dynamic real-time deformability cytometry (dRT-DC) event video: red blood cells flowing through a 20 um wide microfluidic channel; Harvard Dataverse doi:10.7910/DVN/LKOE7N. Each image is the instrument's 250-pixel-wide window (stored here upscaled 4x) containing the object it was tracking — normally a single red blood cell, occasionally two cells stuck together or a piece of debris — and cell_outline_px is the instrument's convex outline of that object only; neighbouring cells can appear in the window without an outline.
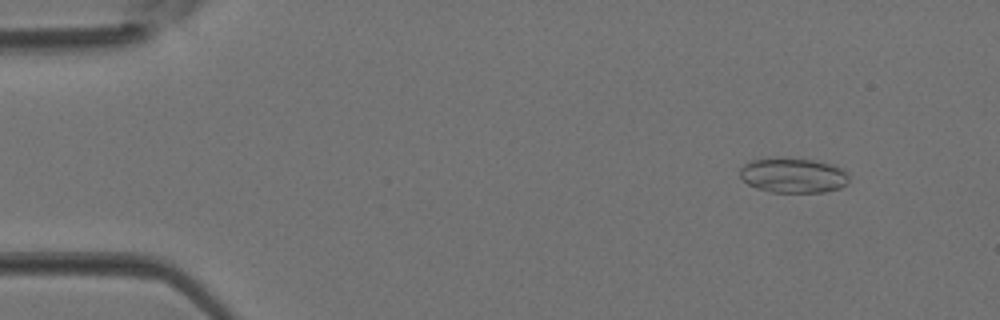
{"species": "Egyptian fruit bat (a non-hibernating species)", "species_latin": "Rousettus aegyptiacus", "temperature_condition": "room temperature", "stored_images_in_passage": 2, "camera_frame_rate_fps": 3000, "um_per_image_px": 0.085, "animal": {"sex": "female"}, "frame": {"image": 1, "passage_image": 1, "time_ms": 0.0, "image_size_px": [1000, 320], "cell_outline_px": [[848, 180], [840, 188], [824, 192], [772, 192], [756, 188], [748, 184], [740, 176], [740, 168], [744, 164], [752, 160], [812, 160], [832, 164], [844, 168], [848, 176]], "centroid_in_image_um": [67.44, 14.94], "position_along_channel_um": 17.6, "area_um2": 21.56}}